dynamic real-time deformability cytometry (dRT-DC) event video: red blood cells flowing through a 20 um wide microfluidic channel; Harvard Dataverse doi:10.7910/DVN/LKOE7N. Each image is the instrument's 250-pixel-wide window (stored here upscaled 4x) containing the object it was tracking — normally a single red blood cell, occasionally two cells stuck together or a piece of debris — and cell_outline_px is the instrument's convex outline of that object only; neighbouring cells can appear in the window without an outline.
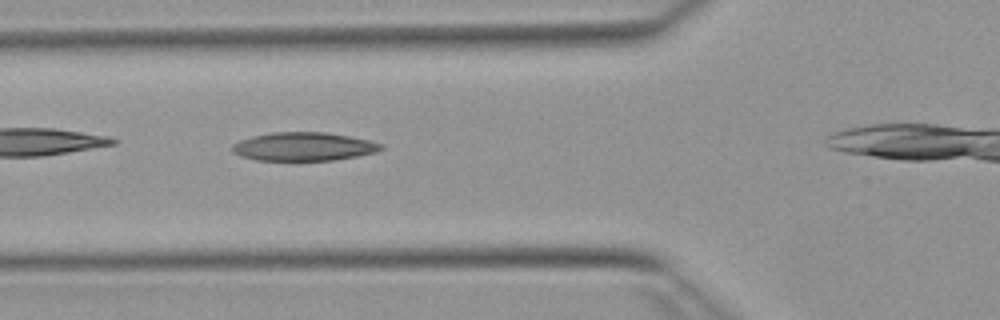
{"species": "Egyptian fruit bat (a non-hibernating species)", "species_latin": "Rousettus aegyptiacus", "temperature_condition": "warm", "stored_images_in_passage": 32, "camera_frame_rate_fps": 3000, "um_per_image_px": 0.085, "animal": {"sex": "female"}, "frame": {"image": 1, "passage_image": 8, "time_ms": 2.333, "image_size_px": [1000, 320], "cell_outline_px": [[384, 148], [376, 152], [336, 160], [292, 164], [256, 160], [240, 156], [232, 152], [232, 144], [240, 140], [252, 136], [272, 132], [324, 132], [348, 136], [368, 140], [384, 144]], "centroid_in_image_um": [25.76, 12.51], "position_along_channel_um": 100.0, "area_um2": 25.84}}
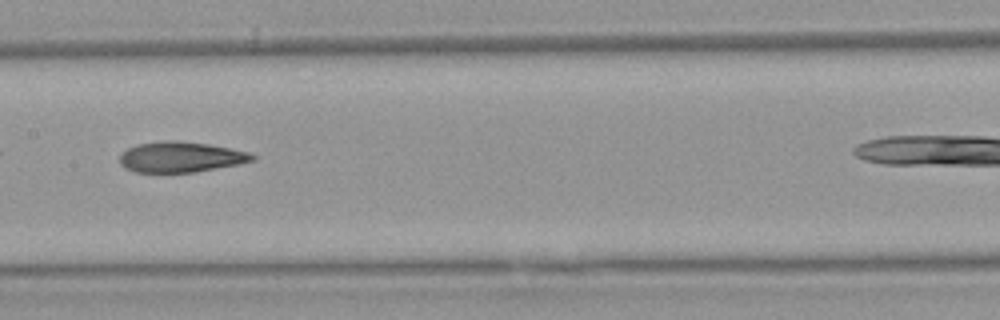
{"frame": {"image": 2, "passage_image": 15, "time_ms": 4.667, "image_size_px": [1000, 320], "cell_outline_px": [[256, 160], [196, 172], [136, 172], [124, 168], [120, 164], [120, 156], [128, 148], [136, 144], [164, 140], [176, 140], [208, 144], [248, 152], [256, 156]], "centroid_in_image_um": [15.34, 13.34], "position_along_channel_um": 192.1, "area_um2": 23.47}}
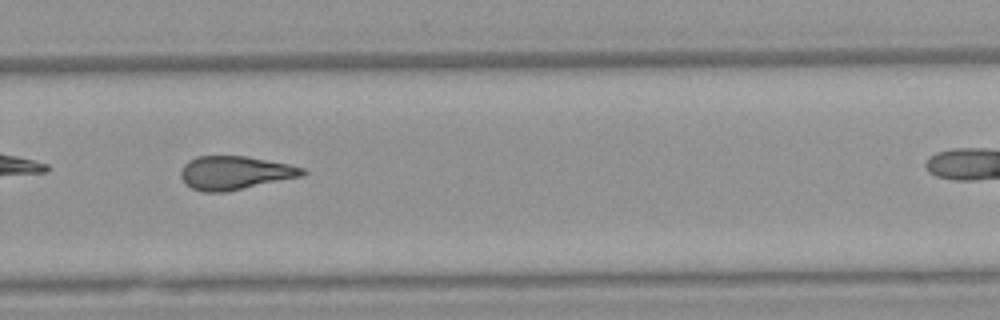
{"frame": {"image": 3, "passage_image": 24, "time_ms": 7.667, "image_size_px": [1000, 320], "cell_outline_px": [[308, 172], [304, 176], [224, 192], [204, 192], [192, 188], [184, 184], [180, 176], [180, 172], [184, 164], [188, 160], [196, 156], [244, 156], [288, 164], [304, 168]], "centroid_in_image_um": [19.95, 14.69], "position_along_channel_um": 309.9, "area_um2": 23.81}}